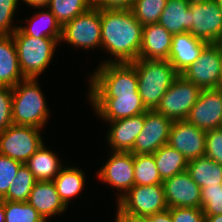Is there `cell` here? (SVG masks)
Returning <instances> with one entry per match:
<instances>
[{"label":"cell","instance_id":"1","mask_svg":"<svg viewBox=\"0 0 222 222\" xmlns=\"http://www.w3.org/2000/svg\"><path fill=\"white\" fill-rule=\"evenodd\" d=\"M101 46L114 60L104 63H131L139 58L143 25L130 9L100 10Z\"/></svg>","mask_w":222,"mask_h":222},{"label":"cell","instance_id":"2","mask_svg":"<svg viewBox=\"0 0 222 222\" xmlns=\"http://www.w3.org/2000/svg\"><path fill=\"white\" fill-rule=\"evenodd\" d=\"M138 78V93L147 110H156L161 98L179 73L168 60H147L138 58L131 62Z\"/></svg>","mask_w":222,"mask_h":222},{"label":"cell","instance_id":"3","mask_svg":"<svg viewBox=\"0 0 222 222\" xmlns=\"http://www.w3.org/2000/svg\"><path fill=\"white\" fill-rule=\"evenodd\" d=\"M36 79L25 78L12 88V121L14 125L43 128L49 116L44 94Z\"/></svg>","mask_w":222,"mask_h":222},{"label":"cell","instance_id":"4","mask_svg":"<svg viewBox=\"0 0 222 222\" xmlns=\"http://www.w3.org/2000/svg\"><path fill=\"white\" fill-rule=\"evenodd\" d=\"M18 62L24 78L36 79L51 62L61 38H34L26 35L18 26L12 34Z\"/></svg>","mask_w":222,"mask_h":222},{"label":"cell","instance_id":"5","mask_svg":"<svg viewBox=\"0 0 222 222\" xmlns=\"http://www.w3.org/2000/svg\"><path fill=\"white\" fill-rule=\"evenodd\" d=\"M89 93L138 92V78L131 63H101L90 77Z\"/></svg>","mask_w":222,"mask_h":222},{"label":"cell","instance_id":"6","mask_svg":"<svg viewBox=\"0 0 222 222\" xmlns=\"http://www.w3.org/2000/svg\"><path fill=\"white\" fill-rule=\"evenodd\" d=\"M88 94L96 113L106 122L132 117L147 111L138 92Z\"/></svg>","mask_w":222,"mask_h":222},{"label":"cell","instance_id":"7","mask_svg":"<svg viewBox=\"0 0 222 222\" xmlns=\"http://www.w3.org/2000/svg\"><path fill=\"white\" fill-rule=\"evenodd\" d=\"M39 129L12 124L0 132V154L25 164L44 144Z\"/></svg>","mask_w":222,"mask_h":222},{"label":"cell","instance_id":"8","mask_svg":"<svg viewBox=\"0 0 222 222\" xmlns=\"http://www.w3.org/2000/svg\"><path fill=\"white\" fill-rule=\"evenodd\" d=\"M200 92L197 85L179 74L161 98L156 111L173 121L186 120Z\"/></svg>","mask_w":222,"mask_h":222},{"label":"cell","instance_id":"9","mask_svg":"<svg viewBox=\"0 0 222 222\" xmlns=\"http://www.w3.org/2000/svg\"><path fill=\"white\" fill-rule=\"evenodd\" d=\"M181 75L200 89L219 88L222 77V50L216 43H209L199 58Z\"/></svg>","mask_w":222,"mask_h":222},{"label":"cell","instance_id":"10","mask_svg":"<svg viewBox=\"0 0 222 222\" xmlns=\"http://www.w3.org/2000/svg\"><path fill=\"white\" fill-rule=\"evenodd\" d=\"M62 40L83 49L101 47L100 10L90 7L62 27Z\"/></svg>","mask_w":222,"mask_h":222},{"label":"cell","instance_id":"11","mask_svg":"<svg viewBox=\"0 0 222 222\" xmlns=\"http://www.w3.org/2000/svg\"><path fill=\"white\" fill-rule=\"evenodd\" d=\"M117 204L128 213L149 216L168 209L163 184L134 185Z\"/></svg>","mask_w":222,"mask_h":222},{"label":"cell","instance_id":"12","mask_svg":"<svg viewBox=\"0 0 222 222\" xmlns=\"http://www.w3.org/2000/svg\"><path fill=\"white\" fill-rule=\"evenodd\" d=\"M191 31L208 43H217L222 35V13L216 0H191Z\"/></svg>","mask_w":222,"mask_h":222},{"label":"cell","instance_id":"13","mask_svg":"<svg viewBox=\"0 0 222 222\" xmlns=\"http://www.w3.org/2000/svg\"><path fill=\"white\" fill-rule=\"evenodd\" d=\"M173 122L156 110H147L142 131L135 139L133 149L130 152L133 155L154 154L161 146L168 144Z\"/></svg>","mask_w":222,"mask_h":222},{"label":"cell","instance_id":"14","mask_svg":"<svg viewBox=\"0 0 222 222\" xmlns=\"http://www.w3.org/2000/svg\"><path fill=\"white\" fill-rule=\"evenodd\" d=\"M186 120L204 131L222 128V89H201Z\"/></svg>","mask_w":222,"mask_h":222},{"label":"cell","instance_id":"15","mask_svg":"<svg viewBox=\"0 0 222 222\" xmlns=\"http://www.w3.org/2000/svg\"><path fill=\"white\" fill-rule=\"evenodd\" d=\"M168 144L185 156L188 161L205 156L206 131L187 120L174 121Z\"/></svg>","mask_w":222,"mask_h":222},{"label":"cell","instance_id":"16","mask_svg":"<svg viewBox=\"0 0 222 222\" xmlns=\"http://www.w3.org/2000/svg\"><path fill=\"white\" fill-rule=\"evenodd\" d=\"M162 184L168 208H201V188L187 171L163 180Z\"/></svg>","mask_w":222,"mask_h":222},{"label":"cell","instance_id":"17","mask_svg":"<svg viewBox=\"0 0 222 222\" xmlns=\"http://www.w3.org/2000/svg\"><path fill=\"white\" fill-rule=\"evenodd\" d=\"M110 159L97 173L99 180L119 189L125 195L134 186V161L131 152L113 151Z\"/></svg>","mask_w":222,"mask_h":222},{"label":"cell","instance_id":"18","mask_svg":"<svg viewBox=\"0 0 222 222\" xmlns=\"http://www.w3.org/2000/svg\"><path fill=\"white\" fill-rule=\"evenodd\" d=\"M209 43L195 37L190 32L174 34L168 61L181 74L200 56Z\"/></svg>","mask_w":222,"mask_h":222},{"label":"cell","instance_id":"19","mask_svg":"<svg viewBox=\"0 0 222 222\" xmlns=\"http://www.w3.org/2000/svg\"><path fill=\"white\" fill-rule=\"evenodd\" d=\"M110 122L107 141L113 151L130 152L135 139L142 131L145 122V113Z\"/></svg>","mask_w":222,"mask_h":222},{"label":"cell","instance_id":"20","mask_svg":"<svg viewBox=\"0 0 222 222\" xmlns=\"http://www.w3.org/2000/svg\"><path fill=\"white\" fill-rule=\"evenodd\" d=\"M172 36L171 33L158 23L143 26L139 58L147 60H168Z\"/></svg>","mask_w":222,"mask_h":222},{"label":"cell","instance_id":"21","mask_svg":"<svg viewBox=\"0 0 222 222\" xmlns=\"http://www.w3.org/2000/svg\"><path fill=\"white\" fill-rule=\"evenodd\" d=\"M27 202L47 220L48 217L62 213L68 208L60 199L53 181H37Z\"/></svg>","mask_w":222,"mask_h":222},{"label":"cell","instance_id":"22","mask_svg":"<svg viewBox=\"0 0 222 222\" xmlns=\"http://www.w3.org/2000/svg\"><path fill=\"white\" fill-rule=\"evenodd\" d=\"M21 77V78H20ZM25 78L20 70L12 35L0 36V86L13 88Z\"/></svg>","mask_w":222,"mask_h":222},{"label":"cell","instance_id":"23","mask_svg":"<svg viewBox=\"0 0 222 222\" xmlns=\"http://www.w3.org/2000/svg\"><path fill=\"white\" fill-rule=\"evenodd\" d=\"M191 0H167L158 24L172 35L191 31Z\"/></svg>","mask_w":222,"mask_h":222},{"label":"cell","instance_id":"24","mask_svg":"<svg viewBox=\"0 0 222 222\" xmlns=\"http://www.w3.org/2000/svg\"><path fill=\"white\" fill-rule=\"evenodd\" d=\"M53 151L43 144L25 163L37 181H53L64 167Z\"/></svg>","mask_w":222,"mask_h":222},{"label":"cell","instance_id":"25","mask_svg":"<svg viewBox=\"0 0 222 222\" xmlns=\"http://www.w3.org/2000/svg\"><path fill=\"white\" fill-rule=\"evenodd\" d=\"M187 172L200 188L222 184V165L206 156L188 161Z\"/></svg>","mask_w":222,"mask_h":222},{"label":"cell","instance_id":"26","mask_svg":"<svg viewBox=\"0 0 222 222\" xmlns=\"http://www.w3.org/2000/svg\"><path fill=\"white\" fill-rule=\"evenodd\" d=\"M153 155L162 180L187 171L188 160L169 144L161 146Z\"/></svg>","mask_w":222,"mask_h":222},{"label":"cell","instance_id":"27","mask_svg":"<svg viewBox=\"0 0 222 222\" xmlns=\"http://www.w3.org/2000/svg\"><path fill=\"white\" fill-rule=\"evenodd\" d=\"M85 174L74 167H63L53 180L60 199L68 206L72 197L79 194L85 181Z\"/></svg>","mask_w":222,"mask_h":222},{"label":"cell","instance_id":"28","mask_svg":"<svg viewBox=\"0 0 222 222\" xmlns=\"http://www.w3.org/2000/svg\"><path fill=\"white\" fill-rule=\"evenodd\" d=\"M28 22L30 26L19 27L26 35L34 38L62 37V26L50 10L36 13Z\"/></svg>","mask_w":222,"mask_h":222},{"label":"cell","instance_id":"29","mask_svg":"<svg viewBox=\"0 0 222 222\" xmlns=\"http://www.w3.org/2000/svg\"><path fill=\"white\" fill-rule=\"evenodd\" d=\"M134 185L162 184L153 154H134Z\"/></svg>","mask_w":222,"mask_h":222},{"label":"cell","instance_id":"30","mask_svg":"<svg viewBox=\"0 0 222 222\" xmlns=\"http://www.w3.org/2000/svg\"><path fill=\"white\" fill-rule=\"evenodd\" d=\"M36 182L34 174L25 164H22L11 182L7 194L0 201L27 202Z\"/></svg>","mask_w":222,"mask_h":222},{"label":"cell","instance_id":"31","mask_svg":"<svg viewBox=\"0 0 222 222\" xmlns=\"http://www.w3.org/2000/svg\"><path fill=\"white\" fill-rule=\"evenodd\" d=\"M92 6V0H50L49 9L63 27Z\"/></svg>","mask_w":222,"mask_h":222},{"label":"cell","instance_id":"32","mask_svg":"<svg viewBox=\"0 0 222 222\" xmlns=\"http://www.w3.org/2000/svg\"><path fill=\"white\" fill-rule=\"evenodd\" d=\"M166 3L167 0H135L130 10L143 26L156 24Z\"/></svg>","mask_w":222,"mask_h":222},{"label":"cell","instance_id":"33","mask_svg":"<svg viewBox=\"0 0 222 222\" xmlns=\"http://www.w3.org/2000/svg\"><path fill=\"white\" fill-rule=\"evenodd\" d=\"M1 202L4 204L5 222H46L28 202Z\"/></svg>","mask_w":222,"mask_h":222},{"label":"cell","instance_id":"34","mask_svg":"<svg viewBox=\"0 0 222 222\" xmlns=\"http://www.w3.org/2000/svg\"><path fill=\"white\" fill-rule=\"evenodd\" d=\"M201 209L204 215L222 214V184L201 188Z\"/></svg>","mask_w":222,"mask_h":222},{"label":"cell","instance_id":"35","mask_svg":"<svg viewBox=\"0 0 222 222\" xmlns=\"http://www.w3.org/2000/svg\"><path fill=\"white\" fill-rule=\"evenodd\" d=\"M21 165V162L0 154V200L7 194Z\"/></svg>","mask_w":222,"mask_h":222},{"label":"cell","instance_id":"36","mask_svg":"<svg viewBox=\"0 0 222 222\" xmlns=\"http://www.w3.org/2000/svg\"><path fill=\"white\" fill-rule=\"evenodd\" d=\"M19 0H0V36L12 35L18 27H12L14 13Z\"/></svg>","mask_w":222,"mask_h":222},{"label":"cell","instance_id":"37","mask_svg":"<svg viewBox=\"0 0 222 222\" xmlns=\"http://www.w3.org/2000/svg\"><path fill=\"white\" fill-rule=\"evenodd\" d=\"M205 156L222 165V128L206 131Z\"/></svg>","mask_w":222,"mask_h":222},{"label":"cell","instance_id":"38","mask_svg":"<svg viewBox=\"0 0 222 222\" xmlns=\"http://www.w3.org/2000/svg\"><path fill=\"white\" fill-rule=\"evenodd\" d=\"M12 124V88L0 86V132Z\"/></svg>","mask_w":222,"mask_h":222},{"label":"cell","instance_id":"39","mask_svg":"<svg viewBox=\"0 0 222 222\" xmlns=\"http://www.w3.org/2000/svg\"><path fill=\"white\" fill-rule=\"evenodd\" d=\"M172 222H204L205 215L201 208H170Z\"/></svg>","mask_w":222,"mask_h":222},{"label":"cell","instance_id":"40","mask_svg":"<svg viewBox=\"0 0 222 222\" xmlns=\"http://www.w3.org/2000/svg\"><path fill=\"white\" fill-rule=\"evenodd\" d=\"M135 0H92V7L99 10L131 9Z\"/></svg>","mask_w":222,"mask_h":222},{"label":"cell","instance_id":"41","mask_svg":"<svg viewBox=\"0 0 222 222\" xmlns=\"http://www.w3.org/2000/svg\"><path fill=\"white\" fill-rule=\"evenodd\" d=\"M116 222H148L147 216H140L128 213L118 205Z\"/></svg>","mask_w":222,"mask_h":222},{"label":"cell","instance_id":"42","mask_svg":"<svg viewBox=\"0 0 222 222\" xmlns=\"http://www.w3.org/2000/svg\"><path fill=\"white\" fill-rule=\"evenodd\" d=\"M148 222H172L170 208L147 216Z\"/></svg>","mask_w":222,"mask_h":222},{"label":"cell","instance_id":"43","mask_svg":"<svg viewBox=\"0 0 222 222\" xmlns=\"http://www.w3.org/2000/svg\"><path fill=\"white\" fill-rule=\"evenodd\" d=\"M25 3H27L28 5L32 6L33 8H48V5L50 3V0H23Z\"/></svg>","mask_w":222,"mask_h":222},{"label":"cell","instance_id":"44","mask_svg":"<svg viewBox=\"0 0 222 222\" xmlns=\"http://www.w3.org/2000/svg\"><path fill=\"white\" fill-rule=\"evenodd\" d=\"M204 222H222V214H218V215H205Z\"/></svg>","mask_w":222,"mask_h":222},{"label":"cell","instance_id":"45","mask_svg":"<svg viewBox=\"0 0 222 222\" xmlns=\"http://www.w3.org/2000/svg\"><path fill=\"white\" fill-rule=\"evenodd\" d=\"M0 222H5L4 204L0 201Z\"/></svg>","mask_w":222,"mask_h":222},{"label":"cell","instance_id":"46","mask_svg":"<svg viewBox=\"0 0 222 222\" xmlns=\"http://www.w3.org/2000/svg\"><path fill=\"white\" fill-rule=\"evenodd\" d=\"M220 48H221V50H222V35H221V37L219 38V40L217 41V43H216Z\"/></svg>","mask_w":222,"mask_h":222},{"label":"cell","instance_id":"47","mask_svg":"<svg viewBox=\"0 0 222 222\" xmlns=\"http://www.w3.org/2000/svg\"><path fill=\"white\" fill-rule=\"evenodd\" d=\"M216 2L220 8L221 13H222V0H216Z\"/></svg>","mask_w":222,"mask_h":222},{"label":"cell","instance_id":"48","mask_svg":"<svg viewBox=\"0 0 222 222\" xmlns=\"http://www.w3.org/2000/svg\"><path fill=\"white\" fill-rule=\"evenodd\" d=\"M219 88L222 89V77H221V83L219 85Z\"/></svg>","mask_w":222,"mask_h":222}]
</instances>
